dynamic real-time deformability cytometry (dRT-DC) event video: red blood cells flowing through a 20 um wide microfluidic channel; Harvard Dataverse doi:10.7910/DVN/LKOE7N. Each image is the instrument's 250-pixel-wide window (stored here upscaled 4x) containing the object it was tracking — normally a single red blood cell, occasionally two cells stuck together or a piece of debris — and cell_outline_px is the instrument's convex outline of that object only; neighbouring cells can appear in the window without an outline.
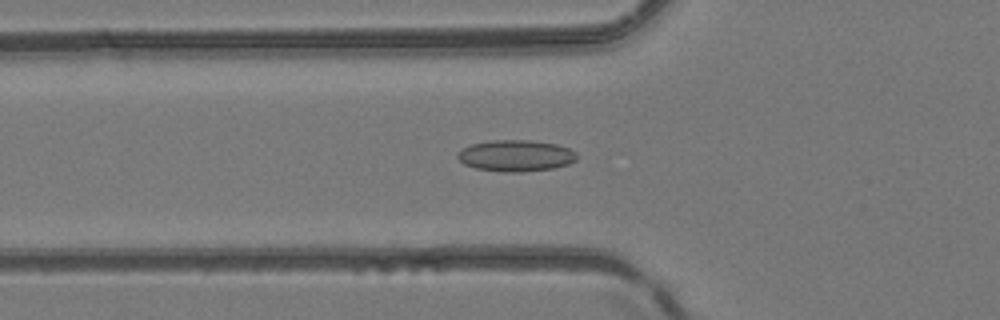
{"species": "common noctule bat (a hibernating species)", "species_latin": "Nyctalus noctula", "temperature_condition": "room temperature", "stored_images_in_passage": 48, "camera_frame_rate_fps": 3000, "um_per_image_px": 0.085, "animal": {"sex": "female", "body_mass_g": 24.6, "forearm_length_mm": 56.2}, "frame": {"image": 1, "passage_image": 18, "time_ms": 5.667, "image_size_px": [1000, 320], "cell_outline_px": [[576, 160], [568, 164], [552, 168], [520, 172], [500, 172], [476, 168], [464, 164], [456, 156], [456, 152], [460, 148], [472, 144], [492, 140], [532, 140], [556, 144], [568, 148], [576, 152]], "centroid_in_image_um": [43.8, 13.23], "position_along_channel_um": 82.0, "area_um2": 21.91}}
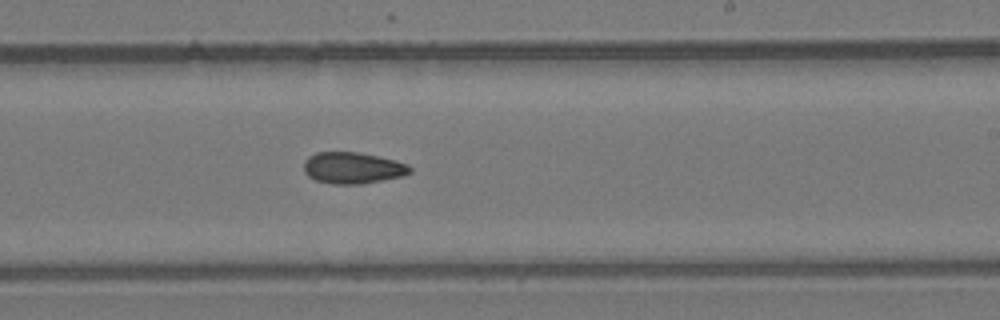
{"frame": {"image": 2, "passage_image": 30, "time_ms": 9.667, "image_size_px": [1000, 320], "cell_outline_px": [[412, 172], [404, 176], [360, 184], [332, 184], [316, 180], [308, 176], [304, 172], [304, 160], [308, 156], [316, 152], [356, 152], [396, 160], [408, 164], [412, 168]], "centroid_in_image_um": [29.98, 14.27], "position_along_channel_um": 259.0, "area_um2": 19.54}}
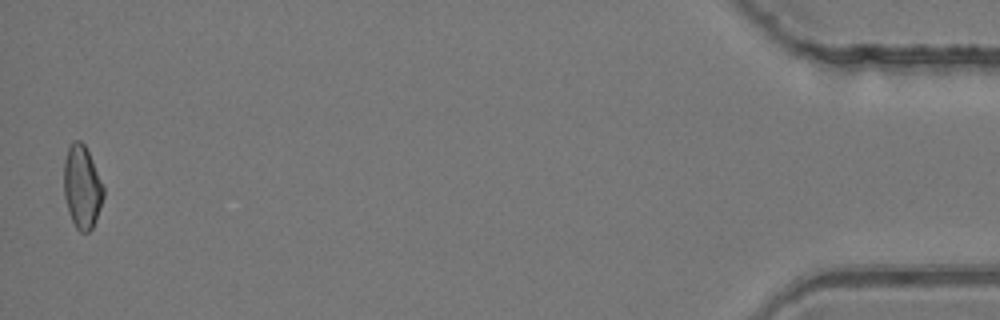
{"frame": {"image": 3, "passage_image": 48, "time_ms": 15.667, "image_size_px": [1000, 320], "cell_outline_px": [[104, 196], [100, 208], [92, 228], [88, 232], [80, 232], [76, 228], [68, 212], [64, 196], [64, 160], [68, 148], [72, 140], [80, 140], [84, 144], [92, 160], [104, 188]], "centroid_in_image_um": [6.96, 15.89], "position_along_channel_um": 428.2, "area_um2": 19.07}}